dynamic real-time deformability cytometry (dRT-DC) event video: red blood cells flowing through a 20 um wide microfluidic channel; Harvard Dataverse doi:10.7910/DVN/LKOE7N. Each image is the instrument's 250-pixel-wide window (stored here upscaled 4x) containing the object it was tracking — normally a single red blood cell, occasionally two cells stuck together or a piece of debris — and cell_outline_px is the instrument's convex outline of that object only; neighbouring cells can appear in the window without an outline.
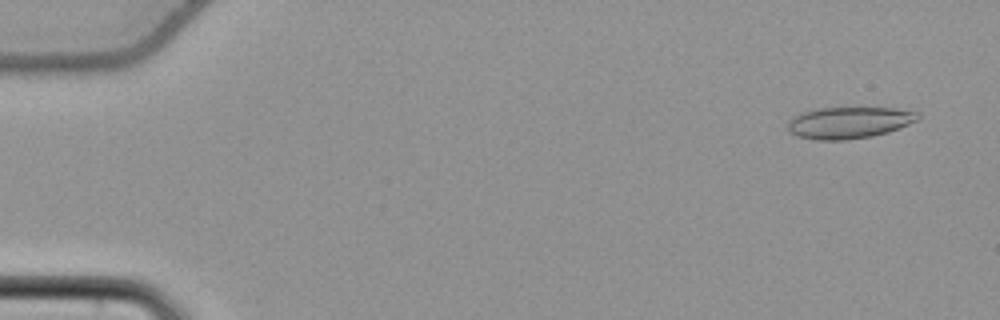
{"species": "common noctule bat (a hibernating species)", "species_latin": "Nyctalus noctula", "temperature_condition": "cold", "stored_images_in_passage": 55, "camera_frame_rate_fps": 3000, "um_per_image_px": 0.085, "animal": {"sex": "female", "body_mass_g": 22.7, "forearm_length_mm": 54.2}, "frame": {"image": 1, "passage_image": 4, "time_ms": 1.0, "image_size_px": [1000, 320], "cell_outline_px": [[920, 116], [916, 120], [900, 128], [888, 132], [872, 136], [848, 140], [816, 140], [796, 136], [788, 128], [788, 120], [804, 112], [816, 108], [896, 108], [920, 112]], "centroid_in_image_um": [72.19, 10.43], "position_along_channel_um": 12.8, "area_um2": 23.93}}
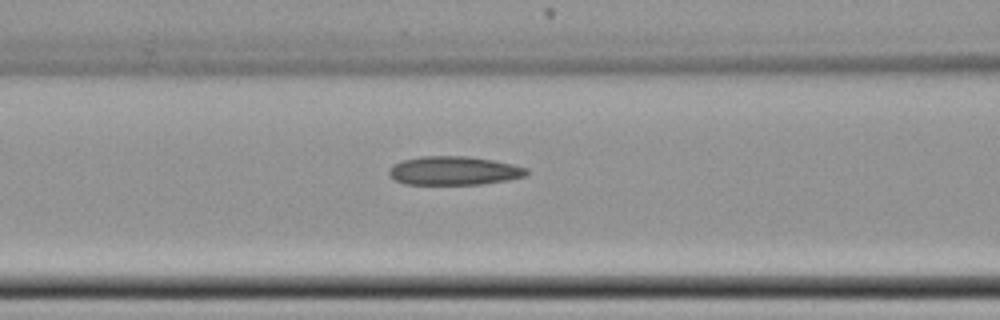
{"frame": {"image": 2, "passage_image": 24, "time_ms": 7.667, "image_size_px": [1000, 320], "cell_outline_px": [[528, 172], [524, 176], [508, 180], [480, 184], [404, 184], [388, 176], [388, 168], [392, 164], [404, 160], [420, 156], [468, 156], [492, 160], [512, 164], [528, 168]], "centroid_in_image_um": [38.54, 14.5], "position_along_channel_um": 128.1, "area_um2": 23.06}}
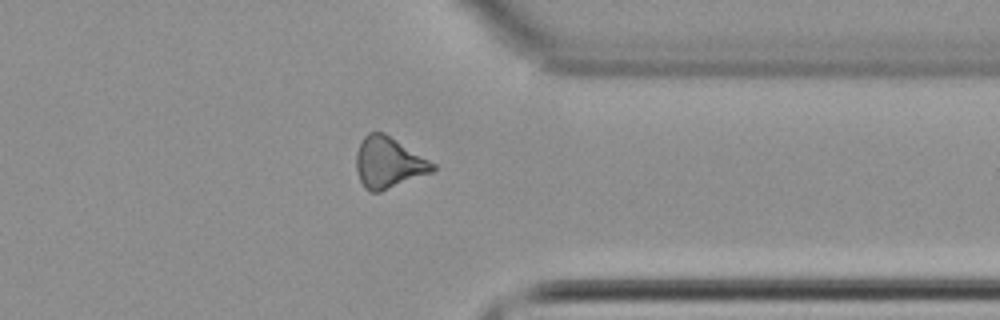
{"frame": {"image": 3, "passage_image": 44, "time_ms": 14.333, "image_size_px": [1000, 320], "cell_outline_px": [[436, 168], [432, 172], [380, 192], [368, 192], [364, 188], [360, 180], [356, 168], [356, 152], [364, 136], [368, 132], [384, 132], [436, 164]], "centroid_in_image_um": [33.01, 13.83], "position_along_channel_um": 378.4, "area_um2": 22.72}, "authors_computed_cell_mechanics": {"area_um2": 23.4668, "velocity_mm_per_s": 3.8252, "shape_relaxation_time_tau1_ms": 9.3201, "shape_relaxation_time_tau2_ms": null, "deformation_change_tau1": 0.128, "deformation_change_tau2": null}}